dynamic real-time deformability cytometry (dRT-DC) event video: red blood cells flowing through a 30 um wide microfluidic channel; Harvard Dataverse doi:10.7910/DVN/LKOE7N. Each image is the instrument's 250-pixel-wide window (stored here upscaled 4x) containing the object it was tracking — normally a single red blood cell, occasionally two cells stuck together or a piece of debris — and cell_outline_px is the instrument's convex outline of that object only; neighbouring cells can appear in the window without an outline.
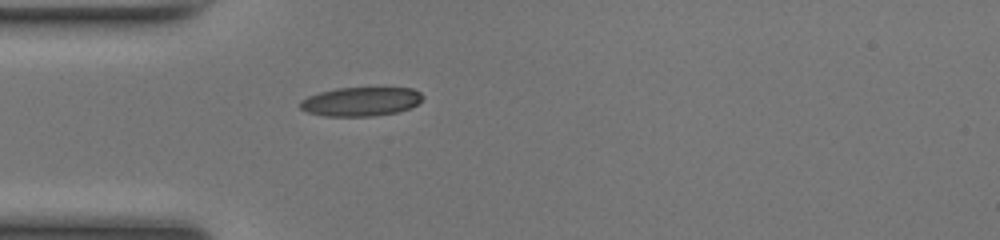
{"species": "common noctule bat (a hibernating species)", "species_latin": "Nyctalus noctula", "temperature_condition": "room temperature", "stored_images_in_passage": 31, "camera_frame_rate_fps": 3000, "um_per_image_px": 0.085, "animal": {"sex": "female", "body_mass_g": 17.0, "forearm_length_mm": 48.0}, "frame": {"image": 1, "passage_image": 1, "time_ms": 0.0, "image_size_px": [1000, 240], "cell_outline_px": [[424, 96], [416, 104], [408, 108], [396, 112], [372, 116], [324, 116], [308, 112], [300, 108], [300, 100], [308, 96], [320, 92], [336, 88], [412, 88], [420, 92]], "centroid_in_image_um": [30.64, 8.63], "position_along_channel_um": 54.4, "area_um2": 20.52}}
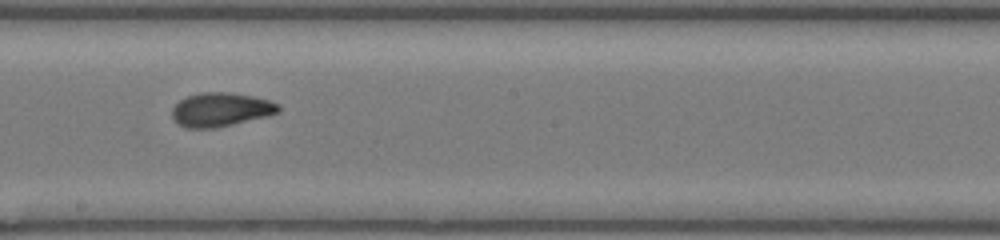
{"frame": {"image": 2, "passage_image": 14, "time_ms": 4.333, "image_size_px": [1000, 240], "cell_outline_px": [[280, 112], [268, 116], [216, 128], [188, 128], [180, 124], [172, 116], [172, 108], [180, 100], [188, 96], [200, 92], [232, 92], [252, 96], [268, 100], [280, 104]], "centroid_in_image_um": [18.8, 9.31], "position_along_channel_um": 229.4, "area_um2": 20.98}}
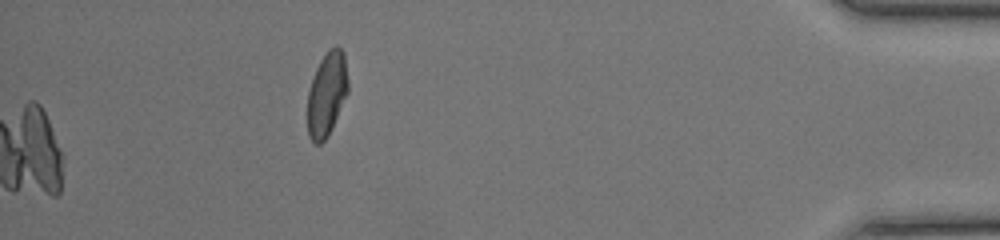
{"frame": {"image": 3, "passage_image": 31, "time_ms": 10.0, "image_size_px": [1000, 240], "cell_outline_px": [[348, 92], [332, 128], [328, 136], [320, 144], [316, 144], [308, 136], [308, 92], [316, 68], [320, 60], [328, 48], [336, 44], [344, 52], [348, 80]], "centroid_in_image_um": [27.79, 7.96], "position_along_channel_um": 407.4, "area_um2": 19.94}, "authors_computed_cell_mechanics": {"area_um2": 20.808, "velocity_mm_per_s": 4.166, "shape_relaxation_time_tau1_ms": 3.2924, "shape_relaxation_time_tau2_ms": 1.6873, "deformation_change_tau1": 0.1731, "deformation_change_tau2": 0.0599}}